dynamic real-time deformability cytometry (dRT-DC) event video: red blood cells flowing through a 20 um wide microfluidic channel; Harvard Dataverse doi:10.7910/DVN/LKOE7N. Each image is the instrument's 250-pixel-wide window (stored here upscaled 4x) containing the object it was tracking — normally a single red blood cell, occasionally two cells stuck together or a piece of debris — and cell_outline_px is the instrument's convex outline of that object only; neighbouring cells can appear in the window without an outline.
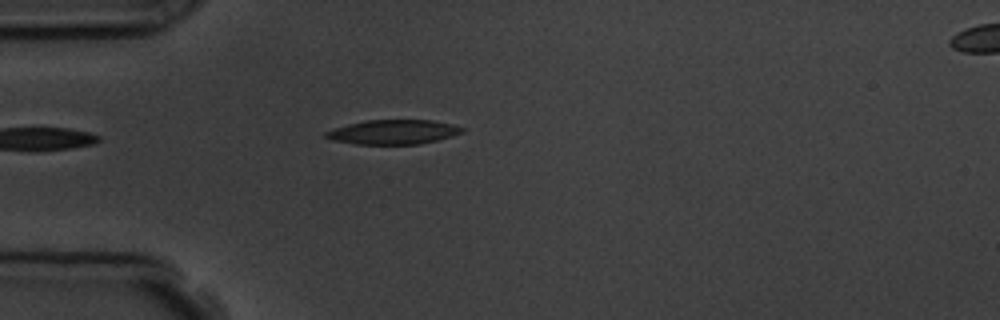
{"species": "common noctule bat (a hibernating species)", "species_latin": "Nyctalus noctula", "temperature_condition": "room temperature", "stored_images_in_passage": 5, "camera_frame_rate_fps": 3000, "um_per_image_px": 0.085, "animal": {"sex": "male", "body_mass_g": 19.5, "forearm_length_mm": 54.6}, "frame": {"image": 1, "passage_image": 5, "time_ms": 4.667, "image_size_px": [1000, 320], "cell_outline_px": [[464, 132], [452, 136], [420, 144], [356, 144], [332, 140], [324, 136], [324, 132], [348, 124], [368, 120], [432, 120], [452, 124], [464, 128]], "centroid_in_image_um": [33.44, 11.22], "position_along_channel_um": 51.6, "area_um2": 19.31}}